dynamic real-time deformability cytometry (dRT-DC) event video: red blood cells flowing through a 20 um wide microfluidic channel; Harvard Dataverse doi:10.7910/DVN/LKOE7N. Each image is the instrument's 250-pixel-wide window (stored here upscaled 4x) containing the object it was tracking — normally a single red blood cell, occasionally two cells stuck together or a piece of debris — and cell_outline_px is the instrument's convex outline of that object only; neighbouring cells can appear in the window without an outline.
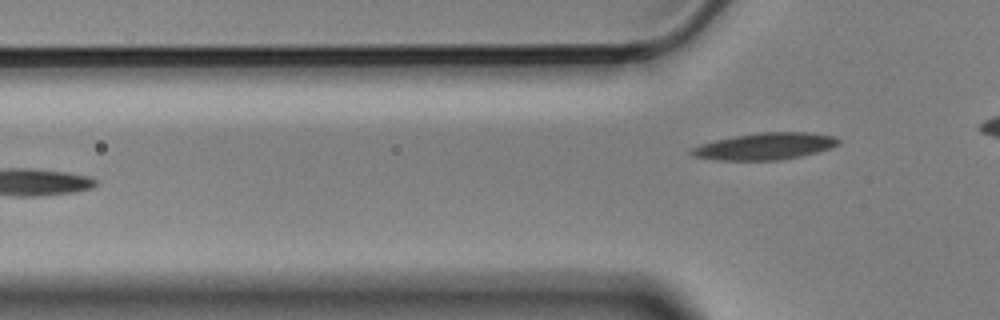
{"species": "Egyptian fruit bat (a non-hibernating species)", "species_latin": "Rousettus aegyptiacus", "temperature_condition": "cold", "stored_images_in_passage": 6, "camera_frame_rate_fps": 3000, "um_per_image_px": 0.085, "animal": {"sex": "male"}, "frame": {"image": 1, "passage_image": 6, "time_ms": 1.667, "image_size_px": [1000, 320], "cell_outline_px": [[840, 144], [832, 148], [800, 156], [780, 160], [716, 160], [692, 156], [688, 152], [692, 148], [700, 144], [716, 140], [756, 132], [812, 132], [836, 136], [840, 140]], "centroid_in_image_um": [65.05, 12.43], "position_along_channel_um": 60.7, "area_um2": 23.12}}